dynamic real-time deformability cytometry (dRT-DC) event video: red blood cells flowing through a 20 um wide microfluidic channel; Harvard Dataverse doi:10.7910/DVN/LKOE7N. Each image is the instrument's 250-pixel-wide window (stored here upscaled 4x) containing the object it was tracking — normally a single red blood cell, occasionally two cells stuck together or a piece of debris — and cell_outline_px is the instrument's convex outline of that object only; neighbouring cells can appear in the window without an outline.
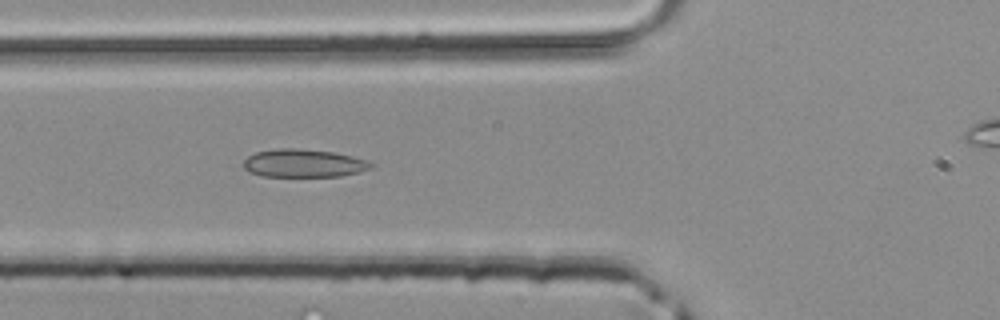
{"species": "common noctule bat (a hibernating species)", "species_latin": "Nyctalus noctula", "temperature_condition": "room temperature", "stored_images_in_passage": 39, "camera_frame_rate_fps": 3000, "um_per_image_px": 0.085, "animal": {"sex": "male", "body_mass_g": 20.4}, "frame": {"image": 1, "passage_image": 16, "time_ms": 5.0, "image_size_px": [1000, 320], "cell_outline_px": [[376, 164], [372, 168], [340, 176], [264, 176], [248, 172], [244, 168], [244, 160], [248, 156], [256, 152], [280, 148], [296, 148], [332, 152], [364, 160]], "centroid_in_image_um": [25.77, 13.88], "position_along_channel_um": 100.0, "area_um2": 20.52}}
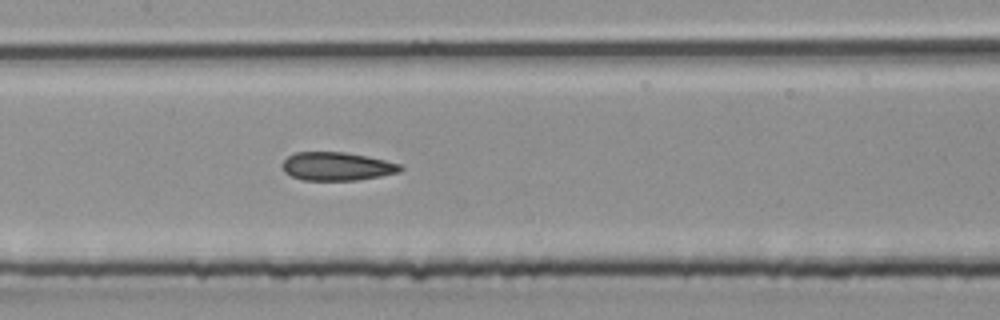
{"frame": {"image": 2, "passage_image": 21, "time_ms": 6.667, "image_size_px": [1000, 320], "cell_outline_px": [[404, 168], [400, 172], [380, 176], [356, 180], [304, 180], [292, 176], [284, 172], [280, 164], [288, 156], [296, 152], [344, 152], [368, 156], [400, 164]], "centroid_in_image_um": [28.62, 14.14], "position_along_channel_um": 178.8, "area_um2": 19.54}}
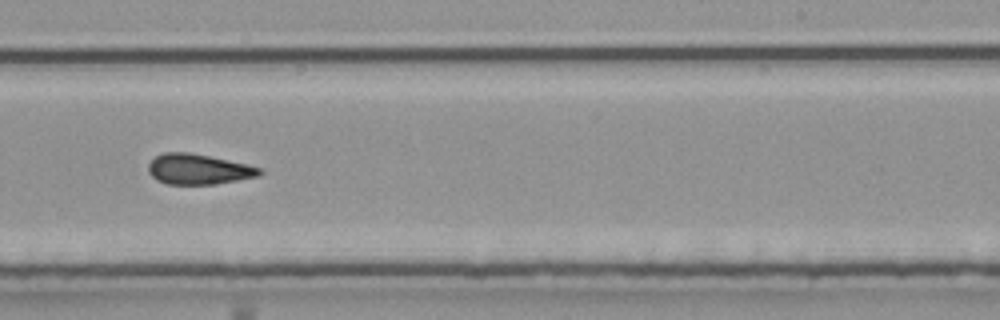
{"frame": {"image": 3, "passage_image": 27, "time_ms": 8.667, "image_size_px": [1000, 320], "cell_outline_px": [[264, 172], [260, 176], [212, 184], [168, 184], [156, 180], [148, 172], [148, 164], [156, 156], [164, 152], [188, 152], [248, 164], [260, 168]], "centroid_in_image_um": [16.86, 14.38], "position_along_channel_um": 272.1, "area_um2": 19.59}}